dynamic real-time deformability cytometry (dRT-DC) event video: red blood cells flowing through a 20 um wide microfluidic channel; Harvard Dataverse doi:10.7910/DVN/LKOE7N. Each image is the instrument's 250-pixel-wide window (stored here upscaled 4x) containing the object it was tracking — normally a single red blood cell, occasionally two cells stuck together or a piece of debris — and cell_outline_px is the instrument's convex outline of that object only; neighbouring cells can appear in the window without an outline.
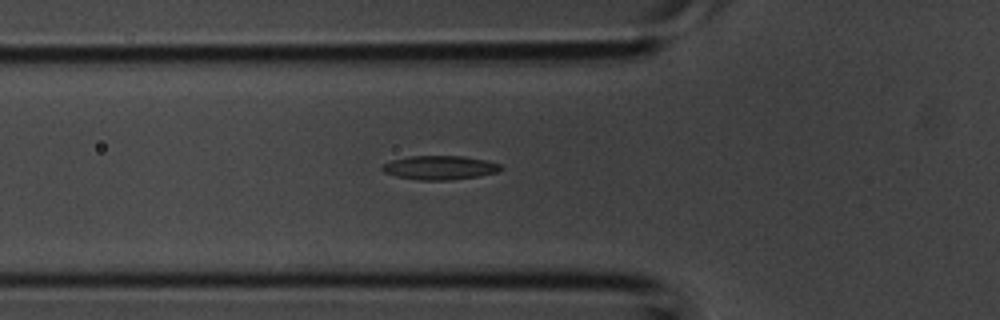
{"species": "common noctule bat (a hibernating species)", "species_latin": "Nyctalus noctula", "temperature_condition": "room temperature", "stored_images_in_passage": 37, "camera_frame_rate_fps": 3000, "um_per_image_px": 0.085, "animal": {"sex": "male", "body_mass_g": 20.1, "forearm_length_mm": 53.5}, "frame": {"image": 1, "passage_image": 12, "time_ms": 3.667, "image_size_px": [1000, 320], "cell_outline_px": [[504, 168], [496, 172], [480, 176], [452, 180], [416, 180], [396, 176], [384, 172], [380, 168], [380, 164], [392, 160], [408, 156], [464, 156], [488, 160], [500, 164]], "centroid_in_image_um": [37.37, 14.25], "position_along_channel_um": 88.4, "area_um2": 16.82}}
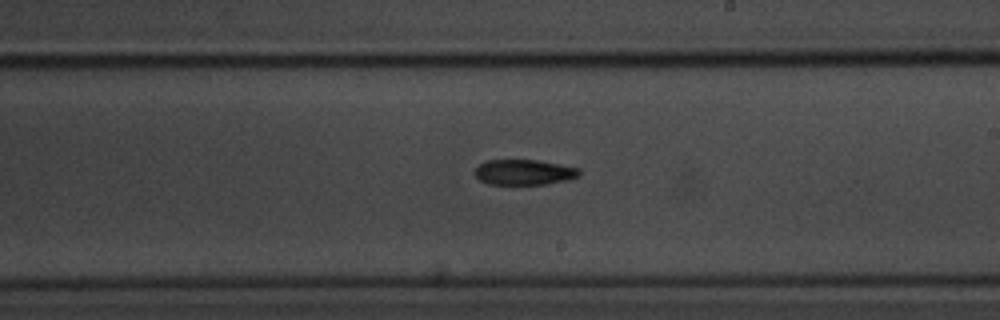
{"frame": {"image": 2, "passage_image": 21, "time_ms": 6.667, "image_size_px": [1000, 320], "cell_outline_px": [[580, 176], [568, 180], [544, 184], [488, 184], [480, 180], [476, 176], [476, 168], [484, 160], [536, 160], [580, 168]], "centroid_in_image_um": [44.56, 14.64], "position_along_channel_um": 244.4, "area_um2": 15.37}}
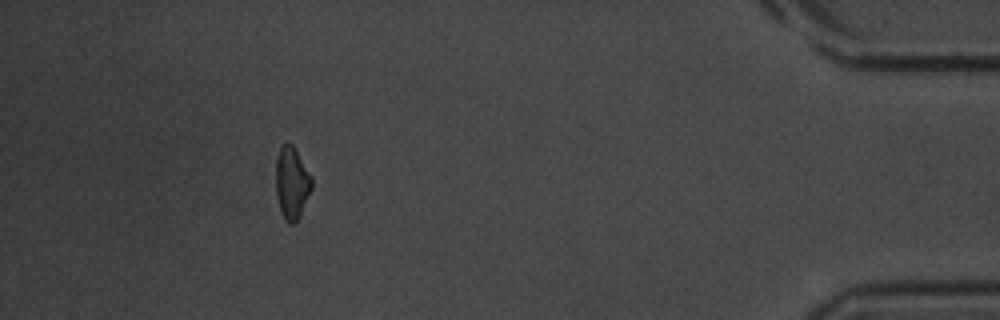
{"frame": {"image": 3, "passage_image": 34, "time_ms": 11.0, "image_size_px": [1000, 320], "cell_outline_px": [[312, 188], [296, 220], [292, 224], [288, 224], [284, 220], [280, 212], [276, 192], [276, 156], [280, 148], [288, 140], [292, 144], [312, 176]], "centroid_in_image_um": [24.78, 15.52], "position_along_channel_um": 410.4, "area_um2": 15.03}}